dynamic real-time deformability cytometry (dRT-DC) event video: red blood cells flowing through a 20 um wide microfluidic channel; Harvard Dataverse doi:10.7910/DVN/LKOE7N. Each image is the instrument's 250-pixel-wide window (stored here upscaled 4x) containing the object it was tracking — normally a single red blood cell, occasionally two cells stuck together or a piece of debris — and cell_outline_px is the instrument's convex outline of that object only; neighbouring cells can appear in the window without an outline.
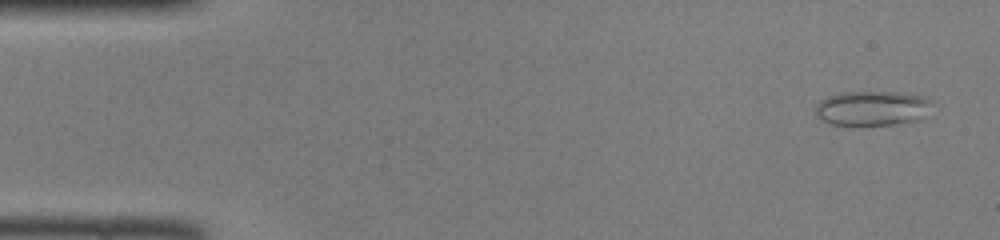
{"species": "common noctule bat (a hibernating species)", "species_latin": "Nyctalus noctula", "temperature_condition": "room temperature", "stored_images_in_passage": 46, "camera_frame_rate_fps": 3000, "um_per_image_px": 0.085, "animal": {"sex": "female", "body_mass_g": 22.0, "forearm_length_mm": 56.7}, "frame": {"image": 1, "passage_image": 2, "time_ms": 0.333, "image_size_px": [1000, 240], "cell_outline_px": [[932, 104], [920, 120], [892, 124], [832, 124], [816, 116], [816, 104], [820, 100], [828, 96], [840, 92], [896, 92], [924, 96], [932, 100]], "centroid_in_image_um": [74.14, 9.18], "position_along_channel_um": 10.9, "area_um2": 23.35}}
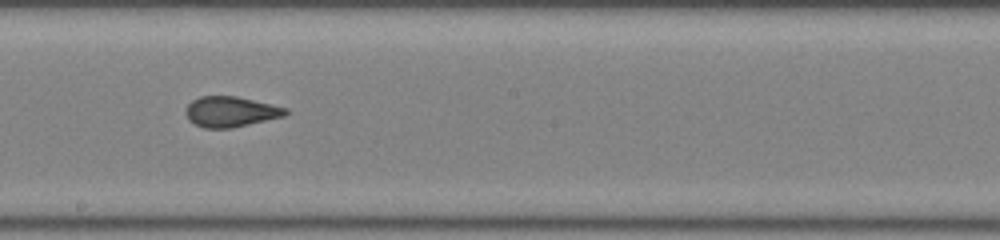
{"frame": {"image": 2, "passage_image": 25, "time_ms": 8.0, "image_size_px": [1000, 240], "cell_outline_px": [[288, 112], [284, 116], [232, 128], [204, 128], [188, 120], [184, 112], [188, 104], [192, 100], [200, 96], [236, 96], [288, 108]], "centroid_in_image_um": [19.58, 9.49], "position_along_channel_um": 228.6, "area_um2": 17.69}}
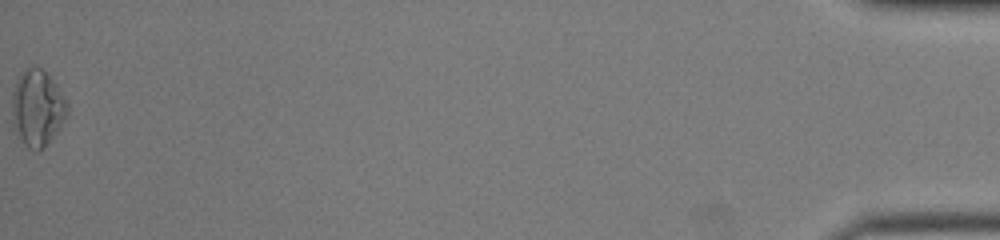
{"frame": {"image": 3, "passage_image": 46, "time_ms": 15.0, "image_size_px": [1000, 240], "cell_outline_px": [[68, 112], [64, 120], [56, 132], [44, 148], [36, 152], [28, 148], [24, 144], [12, 124], [12, 92], [20, 72], [28, 68], [40, 68], [52, 80], [68, 104]], "centroid_in_image_um": [3.15, 9.21], "position_along_channel_um": 432.0, "area_um2": 24.22}}